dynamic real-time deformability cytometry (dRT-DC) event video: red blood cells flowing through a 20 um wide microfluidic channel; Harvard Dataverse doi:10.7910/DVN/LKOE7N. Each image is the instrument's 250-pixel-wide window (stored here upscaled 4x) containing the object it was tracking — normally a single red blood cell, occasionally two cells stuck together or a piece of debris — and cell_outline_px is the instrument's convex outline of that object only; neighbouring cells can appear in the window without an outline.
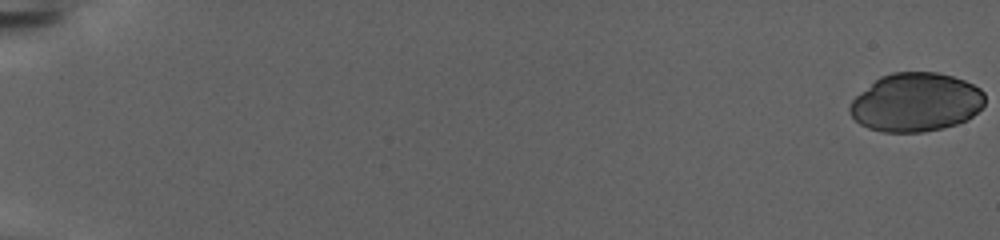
{"species": "human", "species_latin": "Homo sapiens", "temperature_condition": "warm", "stored_images_in_passage": 159, "camera_frame_rate_fps": 3000, "um_per_image_px": 0.085, "donor": {"sex": "female"}, "frame": {"image": 1, "passage_image": 1, "time_ms": 0.0, "image_size_px": [1000, 240], "cell_outline_px": [[984, 104], [972, 116], [956, 124], [924, 132], [884, 132], [868, 128], [860, 124], [852, 116], [848, 108], [852, 100], [856, 96], [880, 76], [892, 72], [936, 72], [952, 76], [964, 80], [980, 88], [984, 92]], "centroid_in_image_um": [77.84, 8.69], "position_along_channel_um": 7.2, "area_um2": 45.95}}
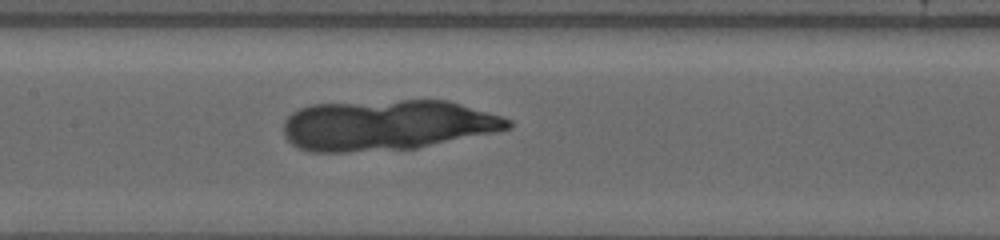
{"frame": {"image": 2, "passage_image": 85, "time_ms": 28.0, "image_size_px": [1000, 240], "cell_outline_px": [[512, 128], [496, 132], [416, 148], [348, 152], [308, 152], [296, 148], [284, 136], [284, 120], [292, 112], [308, 104], [400, 100], [448, 100], [500, 116], [512, 120]], "centroid_in_image_um": [32.85, 10.63], "position_along_channel_um": 174.6, "area_um2": 66.41}}
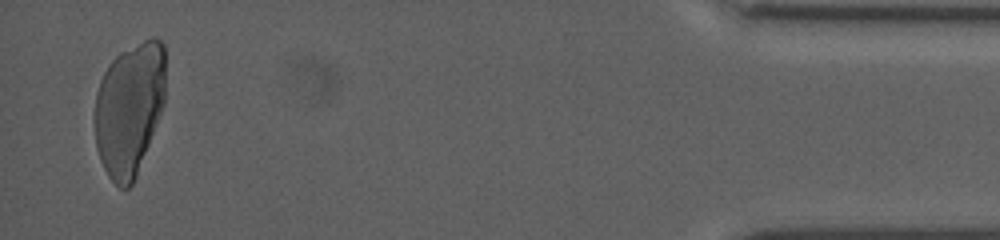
{"frame": {"image": 3, "passage_image": 155, "time_ms": 51.333, "image_size_px": [1000, 240], "cell_outline_px": [[164, 104], [136, 176], [132, 184], [128, 188], [120, 188], [108, 176], [100, 160], [96, 148], [92, 120], [92, 116], [96, 92], [100, 80], [104, 72], [112, 60], [120, 52], [152, 36], [156, 36], [164, 44]], "centroid_in_image_um": [10.95, 9.24], "position_along_channel_um": 424.2, "area_um2": 55.31}}